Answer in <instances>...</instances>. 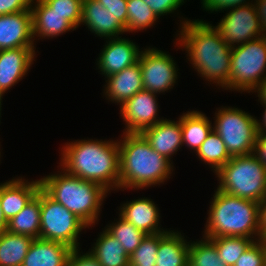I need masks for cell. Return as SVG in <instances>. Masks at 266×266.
<instances>
[{
    "label": "cell",
    "instance_id": "8d00e7d4",
    "mask_svg": "<svg viewBox=\"0 0 266 266\" xmlns=\"http://www.w3.org/2000/svg\"><path fill=\"white\" fill-rule=\"evenodd\" d=\"M254 0H200L201 9L208 14L225 13V10L239 5L252 3Z\"/></svg>",
    "mask_w": 266,
    "mask_h": 266
},
{
    "label": "cell",
    "instance_id": "603a6c76",
    "mask_svg": "<svg viewBox=\"0 0 266 266\" xmlns=\"http://www.w3.org/2000/svg\"><path fill=\"white\" fill-rule=\"evenodd\" d=\"M72 248L60 242L35 238L22 266H67Z\"/></svg>",
    "mask_w": 266,
    "mask_h": 266
},
{
    "label": "cell",
    "instance_id": "7a4b0ae2",
    "mask_svg": "<svg viewBox=\"0 0 266 266\" xmlns=\"http://www.w3.org/2000/svg\"><path fill=\"white\" fill-rule=\"evenodd\" d=\"M59 148V164L68 174L100 184L110 194L119 190L118 137L71 139ZM113 191V192H112ZM115 191V192H114Z\"/></svg>",
    "mask_w": 266,
    "mask_h": 266
},
{
    "label": "cell",
    "instance_id": "60d3db41",
    "mask_svg": "<svg viewBox=\"0 0 266 266\" xmlns=\"http://www.w3.org/2000/svg\"><path fill=\"white\" fill-rule=\"evenodd\" d=\"M253 154L266 167V133H264V134L258 133L257 134Z\"/></svg>",
    "mask_w": 266,
    "mask_h": 266
},
{
    "label": "cell",
    "instance_id": "30bf717a",
    "mask_svg": "<svg viewBox=\"0 0 266 266\" xmlns=\"http://www.w3.org/2000/svg\"><path fill=\"white\" fill-rule=\"evenodd\" d=\"M169 51L155 46H145L140 52V64L144 90L165 95L178 85L180 69Z\"/></svg>",
    "mask_w": 266,
    "mask_h": 266
},
{
    "label": "cell",
    "instance_id": "4dcf8cb0",
    "mask_svg": "<svg viewBox=\"0 0 266 266\" xmlns=\"http://www.w3.org/2000/svg\"><path fill=\"white\" fill-rule=\"evenodd\" d=\"M188 266H228L219 257L214 243L207 237L190 239Z\"/></svg>",
    "mask_w": 266,
    "mask_h": 266
},
{
    "label": "cell",
    "instance_id": "c3c4849f",
    "mask_svg": "<svg viewBox=\"0 0 266 266\" xmlns=\"http://www.w3.org/2000/svg\"><path fill=\"white\" fill-rule=\"evenodd\" d=\"M3 99H4V95L0 92V125H1V119H2V116L1 115H3L2 114V109H3V107H2V105H3Z\"/></svg>",
    "mask_w": 266,
    "mask_h": 266
},
{
    "label": "cell",
    "instance_id": "cb8c5ba5",
    "mask_svg": "<svg viewBox=\"0 0 266 266\" xmlns=\"http://www.w3.org/2000/svg\"><path fill=\"white\" fill-rule=\"evenodd\" d=\"M199 109H189L180 114L183 147L193 153L198 151L201 144L213 130V120Z\"/></svg>",
    "mask_w": 266,
    "mask_h": 266
},
{
    "label": "cell",
    "instance_id": "74e56055",
    "mask_svg": "<svg viewBox=\"0 0 266 266\" xmlns=\"http://www.w3.org/2000/svg\"><path fill=\"white\" fill-rule=\"evenodd\" d=\"M104 8L115 16L124 26H127V1L128 0H97Z\"/></svg>",
    "mask_w": 266,
    "mask_h": 266
},
{
    "label": "cell",
    "instance_id": "f546056e",
    "mask_svg": "<svg viewBox=\"0 0 266 266\" xmlns=\"http://www.w3.org/2000/svg\"><path fill=\"white\" fill-rule=\"evenodd\" d=\"M159 21L160 19L143 0L127 1L126 35L128 33L135 34L139 31L144 33L147 29L153 28Z\"/></svg>",
    "mask_w": 266,
    "mask_h": 266
},
{
    "label": "cell",
    "instance_id": "7c38bea8",
    "mask_svg": "<svg viewBox=\"0 0 266 266\" xmlns=\"http://www.w3.org/2000/svg\"><path fill=\"white\" fill-rule=\"evenodd\" d=\"M160 95L147 90L137 92L133 97L119 106V117L124 129L121 133H142L145 129L154 126L165 117L159 116Z\"/></svg>",
    "mask_w": 266,
    "mask_h": 266
},
{
    "label": "cell",
    "instance_id": "836d02e7",
    "mask_svg": "<svg viewBox=\"0 0 266 266\" xmlns=\"http://www.w3.org/2000/svg\"><path fill=\"white\" fill-rule=\"evenodd\" d=\"M52 11L57 12L78 30L82 18V2L83 0H44Z\"/></svg>",
    "mask_w": 266,
    "mask_h": 266
},
{
    "label": "cell",
    "instance_id": "681fc988",
    "mask_svg": "<svg viewBox=\"0 0 266 266\" xmlns=\"http://www.w3.org/2000/svg\"><path fill=\"white\" fill-rule=\"evenodd\" d=\"M0 140H1V139H0ZM1 143H2V142H0V165H1V163H2L1 161H2V159H3V158H1V157L3 156V154H2V153H3V152H2L3 147H2V145H1ZM1 147H2V149H1ZM1 154H2V155H1Z\"/></svg>",
    "mask_w": 266,
    "mask_h": 266
},
{
    "label": "cell",
    "instance_id": "5bb4252c",
    "mask_svg": "<svg viewBox=\"0 0 266 266\" xmlns=\"http://www.w3.org/2000/svg\"><path fill=\"white\" fill-rule=\"evenodd\" d=\"M37 52L36 47L0 50V92L3 95L28 76L37 60Z\"/></svg>",
    "mask_w": 266,
    "mask_h": 266
},
{
    "label": "cell",
    "instance_id": "9c48e42d",
    "mask_svg": "<svg viewBox=\"0 0 266 266\" xmlns=\"http://www.w3.org/2000/svg\"><path fill=\"white\" fill-rule=\"evenodd\" d=\"M40 238L60 242L72 249L81 248V234L87 226L62 204L40 188Z\"/></svg>",
    "mask_w": 266,
    "mask_h": 266
},
{
    "label": "cell",
    "instance_id": "f35d334b",
    "mask_svg": "<svg viewBox=\"0 0 266 266\" xmlns=\"http://www.w3.org/2000/svg\"><path fill=\"white\" fill-rule=\"evenodd\" d=\"M67 266H101L99 262L90 254L89 251L84 252L82 248L72 249Z\"/></svg>",
    "mask_w": 266,
    "mask_h": 266
},
{
    "label": "cell",
    "instance_id": "d6a6232c",
    "mask_svg": "<svg viewBox=\"0 0 266 266\" xmlns=\"http://www.w3.org/2000/svg\"><path fill=\"white\" fill-rule=\"evenodd\" d=\"M160 233L146 234L129 257V266H156Z\"/></svg>",
    "mask_w": 266,
    "mask_h": 266
},
{
    "label": "cell",
    "instance_id": "d6986e66",
    "mask_svg": "<svg viewBox=\"0 0 266 266\" xmlns=\"http://www.w3.org/2000/svg\"><path fill=\"white\" fill-rule=\"evenodd\" d=\"M102 89L103 99L118 107L137 92L144 90L139 62L124 68L121 72L106 77Z\"/></svg>",
    "mask_w": 266,
    "mask_h": 266
},
{
    "label": "cell",
    "instance_id": "1f68e13d",
    "mask_svg": "<svg viewBox=\"0 0 266 266\" xmlns=\"http://www.w3.org/2000/svg\"><path fill=\"white\" fill-rule=\"evenodd\" d=\"M210 239L220 259L228 266H234L240 256L255 242L247 237H214Z\"/></svg>",
    "mask_w": 266,
    "mask_h": 266
},
{
    "label": "cell",
    "instance_id": "484cf974",
    "mask_svg": "<svg viewBox=\"0 0 266 266\" xmlns=\"http://www.w3.org/2000/svg\"><path fill=\"white\" fill-rule=\"evenodd\" d=\"M40 189L30 202L11 220L8 221L7 231L20 235L40 238Z\"/></svg>",
    "mask_w": 266,
    "mask_h": 266
},
{
    "label": "cell",
    "instance_id": "e575fe53",
    "mask_svg": "<svg viewBox=\"0 0 266 266\" xmlns=\"http://www.w3.org/2000/svg\"><path fill=\"white\" fill-rule=\"evenodd\" d=\"M151 9L152 11L156 14V16L159 19H164V16H167L170 14V16L172 17V15L176 16L178 20L177 25H178V29L184 25V23L188 20H190V18L188 19V17H183V15H181V11L180 8L187 2V0H143ZM189 1V0H188ZM172 14V15H171ZM181 19V20H180Z\"/></svg>",
    "mask_w": 266,
    "mask_h": 266
},
{
    "label": "cell",
    "instance_id": "7dc6e473",
    "mask_svg": "<svg viewBox=\"0 0 266 266\" xmlns=\"http://www.w3.org/2000/svg\"><path fill=\"white\" fill-rule=\"evenodd\" d=\"M259 241L263 244L266 250V230L260 235Z\"/></svg>",
    "mask_w": 266,
    "mask_h": 266
},
{
    "label": "cell",
    "instance_id": "4316f807",
    "mask_svg": "<svg viewBox=\"0 0 266 266\" xmlns=\"http://www.w3.org/2000/svg\"><path fill=\"white\" fill-rule=\"evenodd\" d=\"M34 238L5 231L0 234V266H22Z\"/></svg>",
    "mask_w": 266,
    "mask_h": 266
},
{
    "label": "cell",
    "instance_id": "2e32d148",
    "mask_svg": "<svg viewBox=\"0 0 266 266\" xmlns=\"http://www.w3.org/2000/svg\"><path fill=\"white\" fill-rule=\"evenodd\" d=\"M16 175L0 182L1 208L7 221L17 215L41 188L40 179Z\"/></svg>",
    "mask_w": 266,
    "mask_h": 266
},
{
    "label": "cell",
    "instance_id": "e0dca14e",
    "mask_svg": "<svg viewBox=\"0 0 266 266\" xmlns=\"http://www.w3.org/2000/svg\"><path fill=\"white\" fill-rule=\"evenodd\" d=\"M37 47L32 33L31 10L0 15V50Z\"/></svg>",
    "mask_w": 266,
    "mask_h": 266
},
{
    "label": "cell",
    "instance_id": "6da1fadb",
    "mask_svg": "<svg viewBox=\"0 0 266 266\" xmlns=\"http://www.w3.org/2000/svg\"><path fill=\"white\" fill-rule=\"evenodd\" d=\"M211 22L186 21L173 34V46L185 52L186 62L207 86L229 92L232 48Z\"/></svg>",
    "mask_w": 266,
    "mask_h": 266
},
{
    "label": "cell",
    "instance_id": "9a60e30c",
    "mask_svg": "<svg viewBox=\"0 0 266 266\" xmlns=\"http://www.w3.org/2000/svg\"><path fill=\"white\" fill-rule=\"evenodd\" d=\"M132 200V201H131ZM128 201H123L117 206V213L126 221L133 224L137 229L142 230L145 234H157L166 232L169 228L161 225V210L150 197H137Z\"/></svg>",
    "mask_w": 266,
    "mask_h": 266
},
{
    "label": "cell",
    "instance_id": "d4e9b609",
    "mask_svg": "<svg viewBox=\"0 0 266 266\" xmlns=\"http://www.w3.org/2000/svg\"><path fill=\"white\" fill-rule=\"evenodd\" d=\"M93 241L88 251L101 266H129V256L126 251L104 228Z\"/></svg>",
    "mask_w": 266,
    "mask_h": 266
},
{
    "label": "cell",
    "instance_id": "8992f818",
    "mask_svg": "<svg viewBox=\"0 0 266 266\" xmlns=\"http://www.w3.org/2000/svg\"><path fill=\"white\" fill-rule=\"evenodd\" d=\"M217 189L260 203L266 197V167L252 153L232 156L215 174Z\"/></svg>",
    "mask_w": 266,
    "mask_h": 266
},
{
    "label": "cell",
    "instance_id": "ee69618b",
    "mask_svg": "<svg viewBox=\"0 0 266 266\" xmlns=\"http://www.w3.org/2000/svg\"><path fill=\"white\" fill-rule=\"evenodd\" d=\"M260 105L263 107V111L260 113L262 118L256 116V125L258 133L264 134L266 133V103H260Z\"/></svg>",
    "mask_w": 266,
    "mask_h": 266
},
{
    "label": "cell",
    "instance_id": "d590c367",
    "mask_svg": "<svg viewBox=\"0 0 266 266\" xmlns=\"http://www.w3.org/2000/svg\"><path fill=\"white\" fill-rule=\"evenodd\" d=\"M266 250L263 244L258 240L255 241L246 250L234 266H265Z\"/></svg>",
    "mask_w": 266,
    "mask_h": 266
},
{
    "label": "cell",
    "instance_id": "7402d4cb",
    "mask_svg": "<svg viewBox=\"0 0 266 266\" xmlns=\"http://www.w3.org/2000/svg\"><path fill=\"white\" fill-rule=\"evenodd\" d=\"M188 238L178 229L160 232L156 266H188Z\"/></svg>",
    "mask_w": 266,
    "mask_h": 266
},
{
    "label": "cell",
    "instance_id": "4fadbf2b",
    "mask_svg": "<svg viewBox=\"0 0 266 266\" xmlns=\"http://www.w3.org/2000/svg\"><path fill=\"white\" fill-rule=\"evenodd\" d=\"M103 44L95 60V68L104 79L137 63L143 49L135 39L133 41L122 36L104 39Z\"/></svg>",
    "mask_w": 266,
    "mask_h": 266
},
{
    "label": "cell",
    "instance_id": "8fae6325",
    "mask_svg": "<svg viewBox=\"0 0 266 266\" xmlns=\"http://www.w3.org/2000/svg\"><path fill=\"white\" fill-rule=\"evenodd\" d=\"M213 26L232 48L264 36L253 2L225 10Z\"/></svg>",
    "mask_w": 266,
    "mask_h": 266
},
{
    "label": "cell",
    "instance_id": "ba28073f",
    "mask_svg": "<svg viewBox=\"0 0 266 266\" xmlns=\"http://www.w3.org/2000/svg\"><path fill=\"white\" fill-rule=\"evenodd\" d=\"M213 116V130L221 137L231 156L254 152L258 134L256 116L235 105L217 107Z\"/></svg>",
    "mask_w": 266,
    "mask_h": 266
},
{
    "label": "cell",
    "instance_id": "ab89813d",
    "mask_svg": "<svg viewBox=\"0 0 266 266\" xmlns=\"http://www.w3.org/2000/svg\"><path fill=\"white\" fill-rule=\"evenodd\" d=\"M33 0H0V15L30 10Z\"/></svg>",
    "mask_w": 266,
    "mask_h": 266
},
{
    "label": "cell",
    "instance_id": "44dd1931",
    "mask_svg": "<svg viewBox=\"0 0 266 266\" xmlns=\"http://www.w3.org/2000/svg\"><path fill=\"white\" fill-rule=\"evenodd\" d=\"M81 25L101 40L126 34L125 27L97 0H83Z\"/></svg>",
    "mask_w": 266,
    "mask_h": 266
},
{
    "label": "cell",
    "instance_id": "bcb514c9",
    "mask_svg": "<svg viewBox=\"0 0 266 266\" xmlns=\"http://www.w3.org/2000/svg\"><path fill=\"white\" fill-rule=\"evenodd\" d=\"M8 228V221L4 216V213L1 208V200H0V234L5 232Z\"/></svg>",
    "mask_w": 266,
    "mask_h": 266
},
{
    "label": "cell",
    "instance_id": "ac0fdd59",
    "mask_svg": "<svg viewBox=\"0 0 266 266\" xmlns=\"http://www.w3.org/2000/svg\"><path fill=\"white\" fill-rule=\"evenodd\" d=\"M30 10L32 33L36 46L40 40H50L76 30L65 19V16L52 11V8L44 0H33Z\"/></svg>",
    "mask_w": 266,
    "mask_h": 266
},
{
    "label": "cell",
    "instance_id": "f1b7e54d",
    "mask_svg": "<svg viewBox=\"0 0 266 266\" xmlns=\"http://www.w3.org/2000/svg\"><path fill=\"white\" fill-rule=\"evenodd\" d=\"M117 217L118 218H114L113 221L110 220V222L105 225L104 229L120 242L123 249L130 257L140 245L146 234L142 230L137 229L130 222L126 221L119 214Z\"/></svg>",
    "mask_w": 266,
    "mask_h": 266
},
{
    "label": "cell",
    "instance_id": "b9f144b4",
    "mask_svg": "<svg viewBox=\"0 0 266 266\" xmlns=\"http://www.w3.org/2000/svg\"><path fill=\"white\" fill-rule=\"evenodd\" d=\"M253 4L259 17L262 32L266 35V0H254Z\"/></svg>",
    "mask_w": 266,
    "mask_h": 266
},
{
    "label": "cell",
    "instance_id": "83f0119b",
    "mask_svg": "<svg viewBox=\"0 0 266 266\" xmlns=\"http://www.w3.org/2000/svg\"><path fill=\"white\" fill-rule=\"evenodd\" d=\"M195 155L198 161H200L201 164H205V167L211 169L210 171L214 174L232 157L223 140L214 130L209 133Z\"/></svg>",
    "mask_w": 266,
    "mask_h": 266
},
{
    "label": "cell",
    "instance_id": "3957f363",
    "mask_svg": "<svg viewBox=\"0 0 266 266\" xmlns=\"http://www.w3.org/2000/svg\"><path fill=\"white\" fill-rule=\"evenodd\" d=\"M118 137L120 176L117 192L161 187L174 177L176 164L153 150L141 133H121Z\"/></svg>",
    "mask_w": 266,
    "mask_h": 266
},
{
    "label": "cell",
    "instance_id": "ffe728a7",
    "mask_svg": "<svg viewBox=\"0 0 266 266\" xmlns=\"http://www.w3.org/2000/svg\"><path fill=\"white\" fill-rule=\"evenodd\" d=\"M141 134L153 150L174 164L173 156L183 148L180 115L176 120L165 117L154 126L145 129Z\"/></svg>",
    "mask_w": 266,
    "mask_h": 266
},
{
    "label": "cell",
    "instance_id": "f6af8a7d",
    "mask_svg": "<svg viewBox=\"0 0 266 266\" xmlns=\"http://www.w3.org/2000/svg\"><path fill=\"white\" fill-rule=\"evenodd\" d=\"M252 94L258 97V100H256L258 103H266V78Z\"/></svg>",
    "mask_w": 266,
    "mask_h": 266
},
{
    "label": "cell",
    "instance_id": "7bdbcfd3",
    "mask_svg": "<svg viewBox=\"0 0 266 266\" xmlns=\"http://www.w3.org/2000/svg\"><path fill=\"white\" fill-rule=\"evenodd\" d=\"M260 235L266 230V197L259 203Z\"/></svg>",
    "mask_w": 266,
    "mask_h": 266
},
{
    "label": "cell",
    "instance_id": "52a82bcc",
    "mask_svg": "<svg viewBox=\"0 0 266 266\" xmlns=\"http://www.w3.org/2000/svg\"><path fill=\"white\" fill-rule=\"evenodd\" d=\"M265 78L266 35L232 47L229 92L250 95Z\"/></svg>",
    "mask_w": 266,
    "mask_h": 266
},
{
    "label": "cell",
    "instance_id": "277c9868",
    "mask_svg": "<svg viewBox=\"0 0 266 266\" xmlns=\"http://www.w3.org/2000/svg\"><path fill=\"white\" fill-rule=\"evenodd\" d=\"M57 170L40 176L41 188L55 201L74 213L88 228L98 226L105 199L111 195L100 184ZM103 206V207H102Z\"/></svg>",
    "mask_w": 266,
    "mask_h": 266
},
{
    "label": "cell",
    "instance_id": "5b68a950",
    "mask_svg": "<svg viewBox=\"0 0 266 266\" xmlns=\"http://www.w3.org/2000/svg\"><path fill=\"white\" fill-rule=\"evenodd\" d=\"M210 198L202 236L247 237L258 241L259 203L229 195L215 188Z\"/></svg>",
    "mask_w": 266,
    "mask_h": 266
}]
</instances>
